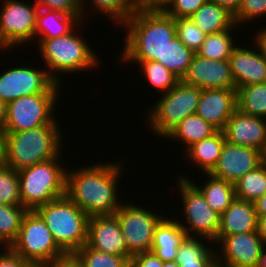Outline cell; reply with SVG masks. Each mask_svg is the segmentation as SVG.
Masks as SVG:
<instances>
[{
    "label": "cell",
    "instance_id": "6da1fadb",
    "mask_svg": "<svg viewBox=\"0 0 266 267\" xmlns=\"http://www.w3.org/2000/svg\"><path fill=\"white\" fill-rule=\"evenodd\" d=\"M120 164L96 163L66 171V196L89 217L114 215L122 205L117 194Z\"/></svg>",
    "mask_w": 266,
    "mask_h": 267
},
{
    "label": "cell",
    "instance_id": "7a4b0ae2",
    "mask_svg": "<svg viewBox=\"0 0 266 267\" xmlns=\"http://www.w3.org/2000/svg\"><path fill=\"white\" fill-rule=\"evenodd\" d=\"M126 28L121 61H156L162 64L163 51L176 35L175 19L165 12L136 8L121 25Z\"/></svg>",
    "mask_w": 266,
    "mask_h": 267
},
{
    "label": "cell",
    "instance_id": "3957f363",
    "mask_svg": "<svg viewBox=\"0 0 266 267\" xmlns=\"http://www.w3.org/2000/svg\"><path fill=\"white\" fill-rule=\"evenodd\" d=\"M60 126L51 124L16 133H5L2 163L18 171L36 163L58 157L62 148Z\"/></svg>",
    "mask_w": 266,
    "mask_h": 267
},
{
    "label": "cell",
    "instance_id": "277c9868",
    "mask_svg": "<svg viewBox=\"0 0 266 267\" xmlns=\"http://www.w3.org/2000/svg\"><path fill=\"white\" fill-rule=\"evenodd\" d=\"M65 36L52 39H38L39 52L41 53L42 61L50 77L61 84L59 74L63 73H79L82 71L93 70L100 64L98 55L91 49L80 34L76 31L80 30V25ZM50 70V72H49ZM56 72V73H55ZM59 73V74H58ZM57 74V75H56Z\"/></svg>",
    "mask_w": 266,
    "mask_h": 267
},
{
    "label": "cell",
    "instance_id": "5b68a950",
    "mask_svg": "<svg viewBox=\"0 0 266 267\" xmlns=\"http://www.w3.org/2000/svg\"><path fill=\"white\" fill-rule=\"evenodd\" d=\"M34 211L66 255H73L86 244L90 217L66 195L41 205Z\"/></svg>",
    "mask_w": 266,
    "mask_h": 267
},
{
    "label": "cell",
    "instance_id": "8992f818",
    "mask_svg": "<svg viewBox=\"0 0 266 267\" xmlns=\"http://www.w3.org/2000/svg\"><path fill=\"white\" fill-rule=\"evenodd\" d=\"M58 157L36 163L17 171L22 206L35 210L66 195V171Z\"/></svg>",
    "mask_w": 266,
    "mask_h": 267
},
{
    "label": "cell",
    "instance_id": "52a82bcc",
    "mask_svg": "<svg viewBox=\"0 0 266 267\" xmlns=\"http://www.w3.org/2000/svg\"><path fill=\"white\" fill-rule=\"evenodd\" d=\"M201 90L180 80L173 89L161 94L146 118L152 133L165 138L182 120L195 114Z\"/></svg>",
    "mask_w": 266,
    "mask_h": 267
},
{
    "label": "cell",
    "instance_id": "ba28073f",
    "mask_svg": "<svg viewBox=\"0 0 266 267\" xmlns=\"http://www.w3.org/2000/svg\"><path fill=\"white\" fill-rule=\"evenodd\" d=\"M9 248L26 262L33 264L50 265L66 256L34 210H28L24 215L18 236Z\"/></svg>",
    "mask_w": 266,
    "mask_h": 267
},
{
    "label": "cell",
    "instance_id": "9c48e42d",
    "mask_svg": "<svg viewBox=\"0 0 266 267\" xmlns=\"http://www.w3.org/2000/svg\"><path fill=\"white\" fill-rule=\"evenodd\" d=\"M176 182L183 200L182 216L187 222L186 226L180 221V226L187 236L205 238L215 245L221 215L207 204L202 193L189 180L178 178Z\"/></svg>",
    "mask_w": 266,
    "mask_h": 267
},
{
    "label": "cell",
    "instance_id": "30bf717a",
    "mask_svg": "<svg viewBox=\"0 0 266 267\" xmlns=\"http://www.w3.org/2000/svg\"><path fill=\"white\" fill-rule=\"evenodd\" d=\"M58 93L26 95L6 105L5 133H16L51 124ZM54 114V115H53Z\"/></svg>",
    "mask_w": 266,
    "mask_h": 267
},
{
    "label": "cell",
    "instance_id": "8fae6325",
    "mask_svg": "<svg viewBox=\"0 0 266 267\" xmlns=\"http://www.w3.org/2000/svg\"><path fill=\"white\" fill-rule=\"evenodd\" d=\"M138 205L123 203L115 212L123 232L127 252L133 256L151 251L154 231L164 218Z\"/></svg>",
    "mask_w": 266,
    "mask_h": 267
},
{
    "label": "cell",
    "instance_id": "7c38bea8",
    "mask_svg": "<svg viewBox=\"0 0 266 267\" xmlns=\"http://www.w3.org/2000/svg\"><path fill=\"white\" fill-rule=\"evenodd\" d=\"M0 11L1 50L8 52L13 46L33 41L39 12L35 2L32 5L18 0H4Z\"/></svg>",
    "mask_w": 266,
    "mask_h": 267
},
{
    "label": "cell",
    "instance_id": "4fadbf2b",
    "mask_svg": "<svg viewBox=\"0 0 266 267\" xmlns=\"http://www.w3.org/2000/svg\"><path fill=\"white\" fill-rule=\"evenodd\" d=\"M61 84L56 83L47 70L32 66L12 67L0 74V101L7 105L20 97L36 93H59Z\"/></svg>",
    "mask_w": 266,
    "mask_h": 267
},
{
    "label": "cell",
    "instance_id": "5bb4252c",
    "mask_svg": "<svg viewBox=\"0 0 266 267\" xmlns=\"http://www.w3.org/2000/svg\"><path fill=\"white\" fill-rule=\"evenodd\" d=\"M215 243L222 251H216V259L236 267H257L266 245L257 231L217 236Z\"/></svg>",
    "mask_w": 266,
    "mask_h": 267
},
{
    "label": "cell",
    "instance_id": "9a60e30c",
    "mask_svg": "<svg viewBox=\"0 0 266 267\" xmlns=\"http://www.w3.org/2000/svg\"><path fill=\"white\" fill-rule=\"evenodd\" d=\"M184 84L201 89H236L228 60H213L194 54L186 74Z\"/></svg>",
    "mask_w": 266,
    "mask_h": 267
},
{
    "label": "cell",
    "instance_id": "2e32d148",
    "mask_svg": "<svg viewBox=\"0 0 266 267\" xmlns=\"http://www.w3.org/2000/svg\"><path fill=\"white\" fill-rule=\"evenodd\" d=\"M263 162L264 153L258 149L233 145L225 141L218 162L209 174L234 184Z\"/></svg>",
    "mask_w": 266,
    "mask_h": 267
},
{
    "label": "cell",
    "instance_id": "e0dca14e",
    "mask_svg": "<svg viewBox=\"0 0 266 267\" xmlns=\"http://www.w3.org/2000/svg\"><path fill=\"white\" fill-rule=\"evenodd\" d=\"M222 131L225 141L230 144L266 151V118L247 115L236 109Z\"/></svg>",
    "mask_w": 266,
    "mask_h": 267
},
{
    "label": "cell",
    "instance_id": "ac0fdd59",
    "mask_svg": "<svg viewBox=\"0 0 266 267\" xmlns=\"http://www.w3.org/2000/svg\"><path fill=\"white\" fill-rule=\"evenodd\" d=\"M86 244L104 253L131 256L127 252L123 232L115 215L91 216Z\"/></svg>",
    "mask_w": 266,
    "mask_h": 267
},
{
    "label": "cell",
    "instance_id": "d6986e66",
    "mask_svg": "<svg viewBox=\"0 0 266 267\" xmlns=\"http://www.w3.org/2000/svg\"><path fill=\"white\" fill-rule=\"evenodd\" d=\"M237 109V92L234 89H202L195 114L222 131Z\"/></svg>",
    "mask_w": 266,
    "mask_h": 267
},
{
    "label": "cell",
    "instance_id": "ffe728a7",
    "mask_svg": "<svg viewBox=\"0 0 266 267\" xmlns=\"http://www.w3.org/2000/svg\"><path fill=\"white\" fill-rule=\"evenodd\" d=\"M255 46V50H252L236 45L228 59L236 89L244 85L266 83V58L257 43Z\"/></svg>",
    "mask_w": 266,
    "mask_h": 267
},
{
    "label": "cell",
    "instance_id": "44dd1931",
    "mask_svg": "<svg viewBox=\"0 0 266 267\" xmlns=\"http://www.w3.org/2000/svg\"><path fill=\"white\" fill-rule=\"evenodd\" d=\"M258 217L254 202L235 198L220 217L217 236H229L257 231Z\"/></svg>",
    "mask_w": 266,
    "mask_h": 267
},
{
    "label": "cell",
    "instance_id": "7402d4cb",
    "mask_svg": "<svg viewBox=\"0 0 266 267\" xmlns=\"http://www.w3.org/2000/svg\"><path fill=\"white\" fill-rule=\"evenodd\" d=\"M186 237L176 218L164 217L155 228L151 251L163 262L175 261L177 249Z\"/></svg>",
    "mask_w": 266,
    "mask_h": 267
},
{
    "label": "cell",
    "instance_id": "603a6c76",
    "mask_svg": "<svg viewBox=\"0 0 266 267\" xmlns=\"http://www.w3.org/2000/svg\"><path fill=\"white\" fill-rule=\"evenodd\" d=\"M224 143L223 131H217L211 137L190 145L184 154L186 159L196 164V167H200L204 173H210L218 162Z\"/></svg>",
    "mask_w": 266,
    "mask_h": 267
},
{
    "label": "cell",
    "instance_id": "cb8c5ba5",
    "mask_svg": "<svg viewBox=\"0 0 266 267\" xmlns=\"http://www.w3.org/2000/svg\"><path fill=\"white\" fill-rule=\"evenodd\" d=\"M79 23L80 21L74 15L39 8L35 37L37 36V39H52L65 36L75 29Z\"/></svg>",
    "mask_w": 266,
    "mask_h": 267
},
{
    "label": "cell",
    "instance_id": "d4e9b609",
    "mask_svg": "<svg viewBox=\"0 0 266 267\" xmlns=\"http://www.w3.org/2000/svg\"><path fill=\"white\" fill-rule=\"evenodd\" d=\"M202 240L208 239L187 236L177 249L175 262L180 267H212L218 249L208 248Z\"/></svg>",
    "mask_w": 266,
    "mask_h": 267
},
{
    "label": "cell",
    "instance_id": "484cf974",
    "mask_svg": "<svg viewBox=\"0 0 266 267\" xmlns=\"http://www.w3.org/2000/svg\"><path fill=\"white\" fill-rule=\"evenodd\" d=\"M208 180L205 185L197 186L193 180L187 176H180L181 179L189 180L204 196L207 204L222 215L224 211L235 200V187L234 184L221 178L214 177L206 173ZM210 178V179H209Z\"/></svg>",
    "mask_w": 266,
    "mask_h": 267
},
{
    "label": "cell",
    "instance_id": "4316f807",
    "mask_svg": "<svg viewBox=\"0 0 266 267\" xmlns=\"http://www.w3.org/2000/svg\"><path fill=\"white\" fill-rule=\"evenodd\" d=\"M189 18L207 35L229 30L235 24L231 13L210 0Z\"/></svg>",
    "mask_w": 266,
    "mask_h": 267
},
{
    "label": "cell",
    "instance_id": "83f0119b",
    "mask_svg": "<svg viewBox=\"0 0 266 267\" xmlns=\"http://www.w3.org/2000/svg\"><path fill=\"white\" fill-rule=\"evenodd\" d=\"M218 130L197 114L186 117L165 137L185 144L186 149L197 141L206 139Z\"/></svg>",
    "mask_w": 266,
    "mask_h": 267
},
{
    "label": "cell",
    "instance_id": "f1b7e54d",
    "mask_svg": "<svg viewBox=\"0 0 266 267\" xmlns=\"http://www.w3.org/2000/svg\"><path fill=\"white\" fill-rule=\"evenodd\" d=\"M237 109L244 114L266 118V83L238 87Z\"/></svg>",
    "mask_w": 266,
    "mask_h": 267
},
{
    "label": "cell",
    "instance_id": "f546056e",
    "mask_svg": "<svg viewBox=\"0 0 266 267\" xmlns=\"http://www.w3.org/2000/svg\"><path fill=\"white\" fill-rule=\"evenodd\" d=\"M235 197L254 202L266 193V164L263 162L254 170L234 183Z\"/></svg>",
    "mask_w": 266,
    "mask_h": 267
},
{
    "label": "cell",
    "instance_id": "4dcf8cb0",
    "mask_svg": "<svg viewBox=\"0 0 266 267\" xmlns=\"http://www.w3.org/2000/svg\"><path fill=\"white\" fill-rule=\"evenodd\" d=\"M234 26L237 25L234 24L229 30L207 35L196 54L207 59L228 60L236 46L231 35Z\"/></svg>",
    "mask_w": 266,
    "mask_h": 267
},
{
    "label": "cell",
    "instance_id": "1f68e13d",
    "mask_svg": "<svg viewBox=\"0 0 266 267\" xmlns=\"http://www.w3.org/2000/svg\"><path fill=\"white\" fill-rule=\"evenodd\" d=\"M27 209L22 205L0 203V245L10 247L16 240Z\"/></svg>",
    "mask_w": 266,
    "mask_h": 267
},
{
    "label": "cell",
    "instance_id": "d6a6232c",
    "mask_svg": "<svg viewBox=\"0 0 266 267\" xmlns=\"http://www.w3.org/2000/svg\"><path fill=\"white\" fill-rule=\"evenodd\" d=\"M73 256L82 267H130L131 256L104 253L85 244Z\"/></svg>",
    "mask_w": 266,
    "mask_h": 267
},
{
    "label": "cell",
    "instance_id": "836d02e7",
    "mask_svg": "<svg viewBox=\"0 0 266 267\" xmlns=\"http://www.w3.org/2000/svg\"><path fill=\"white\" fill-rule=\"evenodd\" d=\"M194 54L176 36L165 47L162 64L181 80L186 74Z\"/></svg>",
    "mask_w": 266,
    "mask_h": 267
},
{
    "label": "cell",
    "instance_id": "e575fe53",
    "mask_svg": "<svg viewBox=\"0 0 266 267\" xmlns=\"http://www.w3.org/2000/svg\"><path fill=\"white\" fill-rule=\"evenodd\" d=\"M125 63L137 62L142 66V73L144 74L150 85L156 88L162 94L173 89L180 79L168 70L163 64L156 61H124Z\"/></svg>",
    "mask_w": 266,
    "mask_h": 267
},
{
    "label": "cell",
    "instance_id": "d590c367",
    "mask_svg": "<svg viewBox=\"0 0 266 267\" xmlns=\"http://www.w3.org/2000/svg\"><path fill=\"white\" fill-rule=\"evenodd\" d=\"M94 10L103 15H107L109 19L115 20L116 24L122 25L129 16L136 10V2L134 0H90ZM84 0H80L82 17L86 14V5ZM85 9V11H84Z\"/></svg>",
    "mask_w": 266,
    "mask_h": 267
},
{
    "label": "cell",
    "instance_id": "8d00e7d4",
    "mask_svg": "<svg viewBox=\"0 0 266 267\" xmlns=\"http://www.w3.org/2000/svg\"><path fill=\"white\" fill-rule=\"evenodd\" d=\"M0 203L22 205L17 171L0 163Z\"/></svg>",
    "mask_w": 266,
    "mask_h": 267
},
{
    "label": "cell",
    "instance_id": "74e56055",
    "mask_svg": "<svg viewBox=\"0 0 266 267\" xmlns=\"http://www.w3.org/2000/svg\"><path fill=\"white\" fill-rule=\"evenodd\" d=\"M174 19L177 37L189 50L196 54L201 48L207 34L202 32L189 17Z\"/></svg>",
    "mask_w": 266,
    "mask_h": 267
},
{
    "label": "cell",
    "instance_id": "f35d334b",
    "mask_svg": "<svg viewBox=\"0 0 266 267\" xmlns=\"http://www.w3.org/2000/svg\"><path fill=\"white\" fill-rule=\"evenodd\" d=\"M266 15V0H242L238 12L233 16L237 25L251 22ZM239 23V24H238Z\"/></svg>",
    "mask_w": 266,
    "mask_h": 267
},
{
    "label": "cell",
    "instance_id": "ab89813d",
    "mask_svg": "<svg viewBox=\"0 0 266 267\" xmlns=\"http://www.w3.org/2000/svg\"><path fill=\"white\" fill-rule=\"evenodd\" d=\"M35 3L39 8L57 10L68 15H74L80 22L84 21L80 0H36Z\"/></svg>",
    "mask_w": 266,
    "mask_h": 267
},
{
    "label": "cell",
    "instance_id": "60d3db41",
    "mask_svg": "<svg viewBox=\"0 0 266 267\" xmlns=\"http://www.w3.org/2000/svg\"><path fill=\"white\" fill-rule=\"evenodd\" d=\"M207 0H175L165 13L173 18L190 17Z\"/></svg>",
    "mask_w": 266,
    "mask_h": 267
},
{
    "label": "cell",
    "instance_id": "b9f144b4",
    "mask_svg": "<svg viewBox=\"0 0 266 267\" xmlns=\"http://www.w3.org/2000/svg\"><path fill=\"white\" fill-rule=\"evenodd\" d=\"M130 267H163V261L154 252L147 251L131 256Z\"/></svg>",
    "mask_w": 266,
    "mask_h": 267
},
{
    "label": "cell",
    "instance_id": "7bdbcfd3",
    "mask_svg": "<svg viewBox=\"0 0 266 267\" xmlns=\"http://www.w3.org/2000/svg\"><path fill=\"white\" fill-rule=\"evenodd\" d=\"M175 0H138L136 8L149 12H165Z\"/></svg>",
    "mask_w": 266,
    "mask_h": 267
},
{
    "label": "cell",
    "instance_id": "ee69618b",
    "mask_svg": "<svg viewBox=\"0 0 266 267\" xmlns=\"http://www.w3.org/2000/svg\"><path fill=\"white\" fill-rule=\"evenodd\" d=\"M4 249L3 253H0V267H26L29 264L9 247Z\"/></svg>",
    "mask_w": 266,
    "mask_h": 267
},
{
    "label": "cell",
    "instance_id": "f6af8a7d",
    "mask_svg": "<svg viewBox=\"0 0 266 267\" xmlns=\"http://www.w3.org/2000/svg\"><path fill=\"white\" fill-rule=\"evenodd\" d=\"M49 267H82L73 255H66L48 265Z\"/></svg>",
    "mask_w": 266,
    "mask_h": 267
},
{
    "label": "cell",
    "instance_id": "bcb514c9",
    "mask_svg": "<svg viewBox=\"0 0 266 267\" xmlns=\"http://www.w3.org/2000/svg\"><path fill=\"white\" fill-rule=\"evenodd\" d=\"M220 7L225 8L233 16L238 12V9L242 3V0H210Z\"/></svg>",
    "mask_w": 266,
    "mask_h": 267
},
{
    "label": "cell",
    "instance_id": "7dc6e473",
    "mask_svg": "<svg viewBox=\"0 0 266 267\" xmlns=\"http://www.w3.org/2000/svg\"><path fill=\"white\" fill-rule=\"evenodd\" d=\"M255 42L259 46L260 50L263 53V56L266 58V27L258 30V33L255 34Z\"/></svg>",
    "mask_w": 266,
    "mask_h": 267
},
{
    "label": "cell",
    "instance_id": "c3c4849f",
    "mask_svg": "<svg viewBox=\"0 0 266 267\" xmlns=\"http://www.w3.org/2000/svg\"><path fill=\"white\" fill-rule=\"evenodd\" d=\"M257 216L266 215V193L254 201Z\"/></svg>",
    "mask_w": 266,
    "mask_h": 267
},
{
    "label": "cell",
    "instance_id": "681fc988",
    "mask_svg": "<svg viewBox=\"0 0 266 267\" xmlns=\"http://www.w3.org/2000/svg\"><path fill=\"white\" fill-rule=\"evenodd\" d=\"M257 232L266 244V215L257 216Z\"/></svg>",
    "mask_w": 266,
    "mask_h": 267
},
{
    "label": "cell",
    "instance_id": "f907efd6",
    "mask_svg": "<svg viewBox=\"0 0 266 267\" xmlns=\"http://www.w3.org/2000/svg\"><path fill=\"white\" fill-rule=\"evenodd\" d=\"M6 105L0 101V128H5Z\"/></svg>",
    "mask_w": 266,
    "mask_h": 267
},
{
    "label": "cell",
    "instance_id": "816d5d0a",
    "mask_svg": "<svg viewBox=\"0 0 266 267\" xmlns=\"http://www.w3.org/2000/svg\"><path fill=\"white\" fill-rule=\"evenodd\" d=\"M5 128H0V163L4 155Z\"/></svg>",
    "mask_w": 266,
    "mask_h": 267
},
{
    "label": "cell",
    "instance_id": "f5cc1de1",
    "mask_svg": "<svg viewBox=\"0 0 266 267\" xmlns=\"http://www.w3.org/2000/svg\"><path fill=\"white\" fill-rule=\"evenodd\" d=\"M257 267H266V245L263 247Z\"/></svg>",
    "mask_w": 266,
    "mask_h": 267
},
{
    "label": "cell",
    "instance_id": "db71d44e",
    "mask_svg": "<svg viewBox=\"0 0 266 267\" xmlns=\"http://www.w3.org/2000/svg\"><path fill=\"white\" fill-rule=\"evenodd\" d=\"M212 267H236V266L228 265V264H225V263L220 262L219 260L215 259Z\"/></svg>",
    "mask_w": 266,
    "mask_h": 267
},
{
    "label": "cell",
    "instance_id": "11a10c76",
    "mask_svg": "<svg viewBox=\"0 0 266 267\" xmlns=\"http://www.w3.org/2000/svg\"><path fill=\"white\" fill-rule=\"evenodd\" d=\"M163 267H180L175 261L163 262Z\"/></svg>",
    "mask_w": 266,
    "mask_h": 267
},
{
    "label": "cell",
    "instance_id": "9f6ffc18",
    "mask_svg": "<svg viewBox=\"0 0 266 267\" xmlns=\"http://www.w3.org/2000/svg\"><path fill=\"white\" fill-rule=\"evenodd\" d=\"M26 267H49L47 264H33L29 263Z\"/></svg>",
    "mask_w": 266,
    "mask_h": 267
},
{
    "label": "cell",
    "instance_id": "6f0895ef",
    "mask_svg": "<svg viewBox=\"0 0 266 267\" xmlns=\"http://www.w3.org/2000/svg\"><path fill=\"white\" fill-rule=\"evenodd\" d=\"M264 162H265V164H266V151H265V153H264Z\"/></svg>",
    "mask_w": 266,
    "mask_h": 267
}]
</instances>
